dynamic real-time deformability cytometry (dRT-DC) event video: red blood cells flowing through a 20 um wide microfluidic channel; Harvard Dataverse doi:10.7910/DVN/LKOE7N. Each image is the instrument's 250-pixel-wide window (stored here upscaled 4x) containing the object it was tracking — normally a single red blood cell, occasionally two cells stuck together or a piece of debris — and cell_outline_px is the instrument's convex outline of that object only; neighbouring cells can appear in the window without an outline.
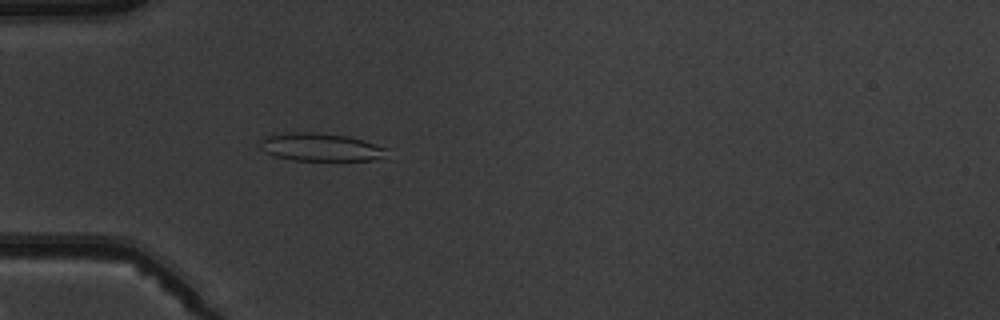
{"species": "common noctule bat (a hibernating species)", "species_latin": "Nyctalus noctula", "temperature_condition": "warm", "stored_images_in_passage": 5, "camera_frame_rate_fps": 3000, "um_per_image_px": 0.085, "animal": {"sex": "male", "body_mass_g": 19.5, "forearm_length_mm": 54.6}, "frame": {"image": 1, "passage_image": 5, "time_ms": 4.667, "image_size_px": [1000, 320], "cell_outline_px": [[388, 148], [380, 156], [372, 160], [292, 160], [276, 156], [264, 152], [260, 144], [264, 136], [292, 132], [316, 132], [348, 136], [364, 140]], "centroid_in_image_um": [27.21, 12.49], "position_along_channel_um": 57.8, "area_um2": 20.35}}